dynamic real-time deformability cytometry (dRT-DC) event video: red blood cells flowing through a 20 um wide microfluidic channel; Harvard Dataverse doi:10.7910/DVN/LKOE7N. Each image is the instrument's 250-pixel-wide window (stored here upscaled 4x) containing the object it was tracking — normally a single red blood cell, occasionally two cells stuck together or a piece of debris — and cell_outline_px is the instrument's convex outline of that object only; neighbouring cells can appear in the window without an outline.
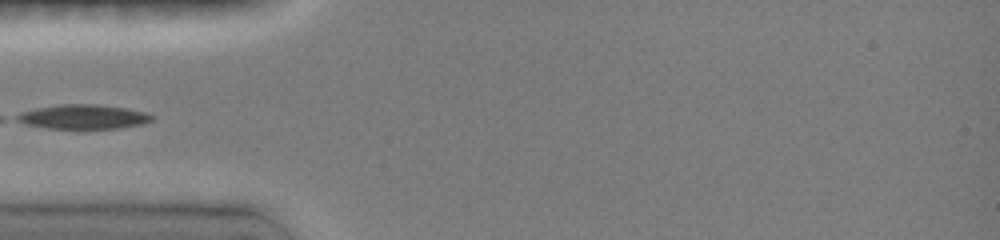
{"species": "common noctule bat (a hibernating species)", "species_latin": "Nyctalus noctula", "temperature_condition": "room temperature", "stored_images_in_passage": 16, "camera_frame_rate_fps": 3000, "um_per_image_px": 0.085, "animal": {"sex": "female", "body_mass_g": 19.0, "forearm_length_mm": 51.5}, "frame": {"image": 1, "passage_image": 1, "time_ms": 0.0, "image_size_px": [1000, 240], "cell_outline_px": [[156, 116], [152, 120], [144, 124], [116, 128], [48, 128], [24, 124], [16, 120], [12, 116], [20, 112], [36, 108], [64, 104], [96, 104], [124, 108], [144, 112]], "centroid_in_image_um": [7.04, 9.92], "position_along_channel_um": 78.0, "area_um2": 19.13}}